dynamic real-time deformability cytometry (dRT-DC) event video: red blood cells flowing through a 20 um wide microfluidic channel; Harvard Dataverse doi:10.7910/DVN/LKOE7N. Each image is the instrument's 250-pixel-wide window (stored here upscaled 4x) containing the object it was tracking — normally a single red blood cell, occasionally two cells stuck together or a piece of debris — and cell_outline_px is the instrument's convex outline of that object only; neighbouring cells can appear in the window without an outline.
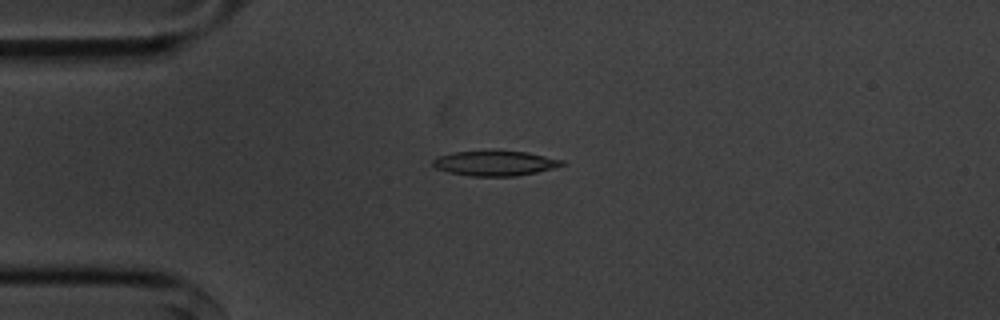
{"species": "common noctule bat (a hibernating species)", "species_latin": "Nyctalus noctula", "temperature_condition": "cold", "stored_images_in_passage": 55, "camera_frame_rate_fps": 3000, "um_per_image_px": 0.085, "animal": {"sex": "male", "body_mass_g": 20.1, "forearm_length_mm": 53.5}, "frame": {"image": 1, "passage_image": 13, "time_ms": 4.0, "image_size_px": [1000, 320], "cell_outline_px": [[568, 164], [536, 172], [516, 176], [468, 176], [448, 172], [436, 168], [432, 164], [432, 160], [440, 156], [456, 152], [492, 148], [528, 152], [564, 160]], "centroid_in_image_um": [42.09, 13.84], "position_along_channel_um": 42.9, "area_um2": 19.48}}
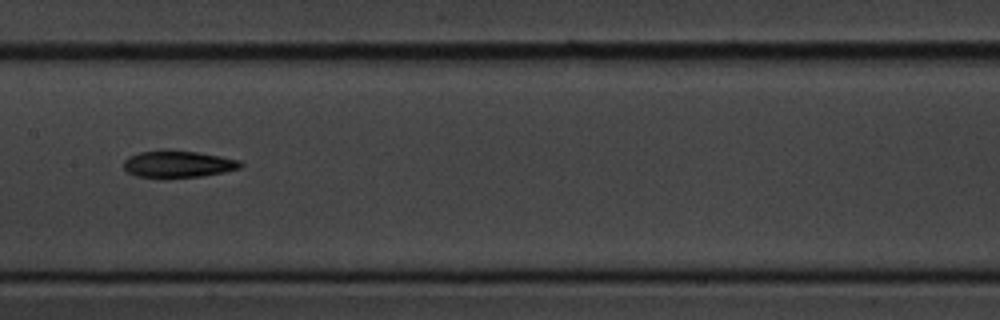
{"frame": {"image": 2, "passage_image": 27, "time_ms": 8.667, "image_size_px": [1000, 320], "cell_outline_px": [[244, 164], [240, 168], [224, 172], [200, 176], [136, 176], [128, 172], [124, 168], [124, 160], [128, 156], [140, 152], [160, 148], [168, 148], [196, 152], [220, 156], [240, 160]], "centroid_in_image_um": [15.13, 13.89], "position_along_channel_um": 192.3, "area_um2": 18.26}}
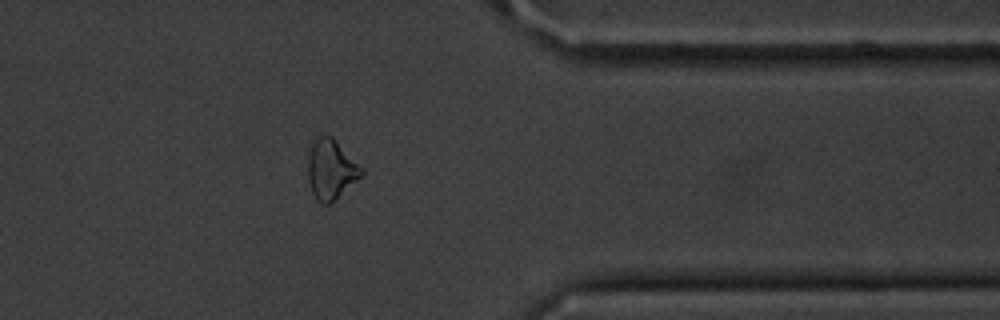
{"frame": {"image": 3, "passage_image": 44, "time_ms": 14.333, "image_size_px": [1000, 320], "cell_outline_px": [[364, 172], [356, 180], [328, 204], [320, 204], [316, 200], [312, 192], [308, 180], [308, 152], [312, 144], [320, 136], [332, 136], [364, 168]], "centroid_in_image_um": [28.12, 14.39], "position_along_channel_um": 383.3, "area_um2": 18.38}, "authors_computed_cell_mechanics": {"area_um2": 18.5538, "velocity_mm_per_s": 3.5894, "shape_relaxation_time_tau1_ms": 5.7514, "shape_relaxation_time_tau2_ms": null, "deformation_change_tau1": 0.1659, "deformation_change_tau2": null}}